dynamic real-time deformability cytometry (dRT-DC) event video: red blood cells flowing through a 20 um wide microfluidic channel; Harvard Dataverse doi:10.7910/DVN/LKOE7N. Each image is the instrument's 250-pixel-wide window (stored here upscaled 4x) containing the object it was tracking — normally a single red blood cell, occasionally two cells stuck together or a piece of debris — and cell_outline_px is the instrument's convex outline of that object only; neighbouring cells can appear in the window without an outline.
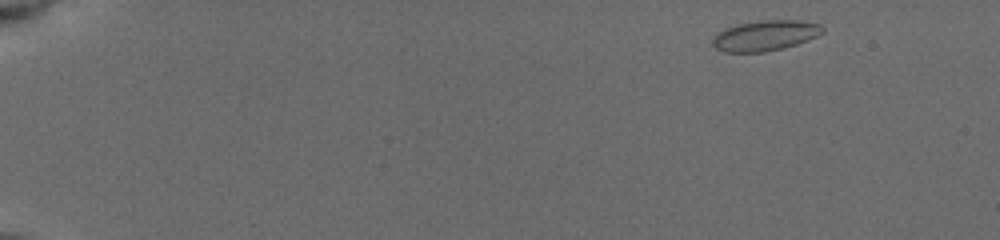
{"species": "common noctule bat (a hibernating species)", "species_latin": "Nyctalus noctula", "temperature_condition": "cold", "stored_images_in_passage": 6, "camera_frame_rate_fps": 3000, "um_per_image_px": 0.085, "animal": {"sex": "female", "body_mass_g": 19.5, "forearm_length_mm": 54.1}, "frame": {"image": 1, "passage_image": 1, "time_ms": 0.0, "image_size_px": [1000, 240], "cell_outline_px": [[824, 32], [816, 36], [796, 44], [764, 52], [724, 52], [716, 48], [712, 44], [712, 40], [720, 32], [728, 28], [740, 24], [764, 20], [800, 20], [820, 24], [824, 28]], "centroid_in_image_um": [65.07, 3.02], "position_along_channel_um": 19.9, "area_um2": 19.07}}
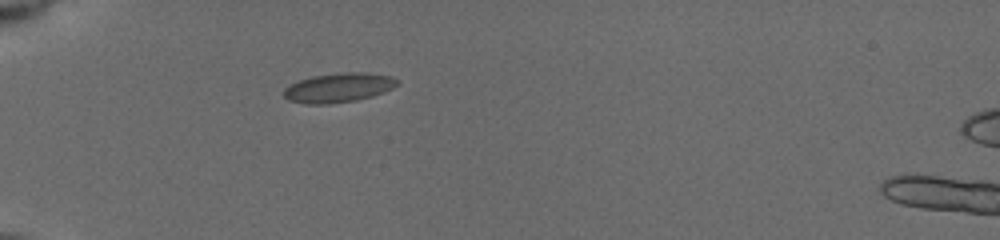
{"frame": {"image": 2, "passage_image": 5, "time_ms": 4.0, "image_size_px": [1000, 240], "cell_outline_px": [[400, 80], [392, 88], [372, 96], [356, 100], [328, 104], [304, 104], [288, 100], [284, 96], [284, 88], [300, 80], [312, 76], [348, 72], [368, 72], [392, 76]], "centroid_in_image_um": [28.78, 7.45], "position_along_channel_um": 56.2, "area_um2": 19.31}}